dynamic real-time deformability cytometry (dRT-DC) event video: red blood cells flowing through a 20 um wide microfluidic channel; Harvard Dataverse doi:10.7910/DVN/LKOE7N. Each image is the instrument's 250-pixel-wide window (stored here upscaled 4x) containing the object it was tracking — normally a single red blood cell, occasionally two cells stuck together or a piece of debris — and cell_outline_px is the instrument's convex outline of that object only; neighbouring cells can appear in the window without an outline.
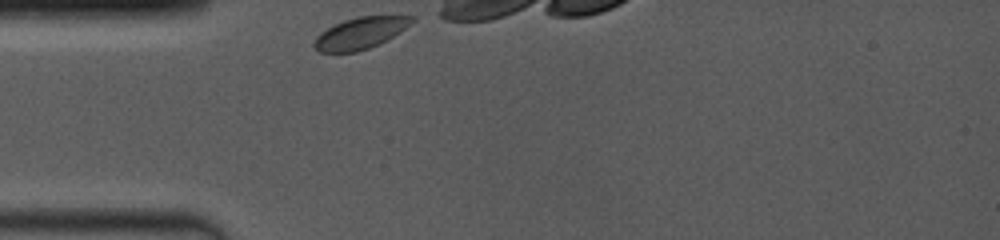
{"species": "common noctule bat (a hibernating species)", "species_latin": "Nyctalus noctula", "temperature_condition": "room temperature", "stored_images_in_passage": 16, "camera_frame_rate_fps": 4000, "um_per_image_px": 0.085, "animal": {"sex": "female", "body_mass_g": 19.0, "forearm_length_mm": 53.3}, "frame": {"image": 1, "passage_image": 1, "time_ms": 0.0, "image_size_px": [1000, 240], "cell_outline_px": [[416, 20], [392, 36], [368, 48], [356, 52], [320, 52], [312, 44], [316, 36], [320, 32], [344, 20], [356, 16], [416, 16]], "centroid_in_image_um": [30.6, 2.8], "position_along_channel_um": 54.4, "area_um2": 17.63}}
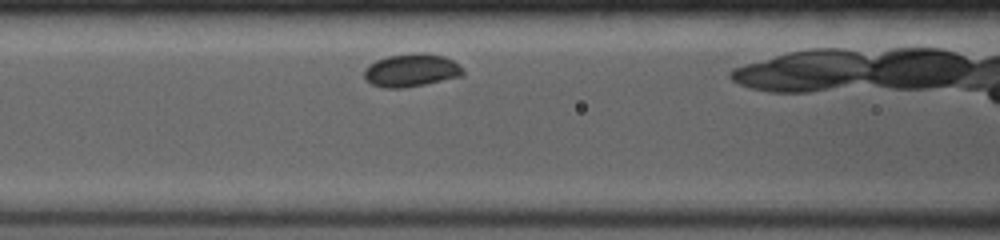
{"frame": {"image": 2, "passage_image": 5, "time_ms": 2.25, "image_size_px": [1000, 240], "cell_outline_px": [[464, 76], [404, 88], [384, 88], [372, 84], [364, 80], [364, 68], [368, 64], [376, 60], [388, 56], [416, 52], [424, 52], [444, 56], [452, 60], [464, 72]], "centroid_in_image_um": [34.92, 5.97], "position_along_channel_um": 131.7, "area_um2": 19.13}}
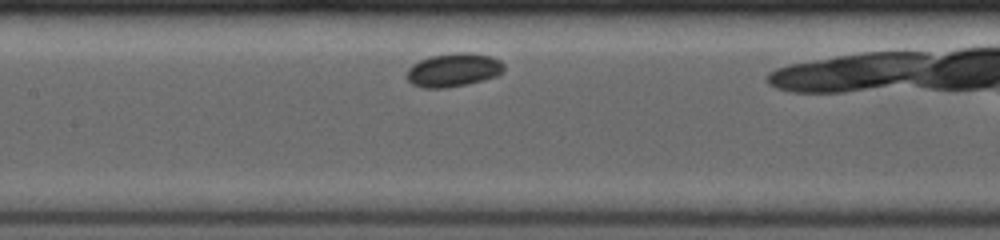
{"frame": {"image": 3, "passage_image": 7, "time_ms": 3.25, "image_size_px": [1000, 240], "cell_outline_px": [[504, 72], [496, 76], [484, 80], [468, 84], [444, 88], [424, 88], [412, 84], [404, 76], [408, 68], [412, 64], [420, 60], [432, 56], [456, 52], [472, 52], [492, 56], [500, 60], [504, 64]], "centroid_in_image_um": [38.55, 5.94], "position_along_channel_um": 168.8, "area_um2": 19.31}}